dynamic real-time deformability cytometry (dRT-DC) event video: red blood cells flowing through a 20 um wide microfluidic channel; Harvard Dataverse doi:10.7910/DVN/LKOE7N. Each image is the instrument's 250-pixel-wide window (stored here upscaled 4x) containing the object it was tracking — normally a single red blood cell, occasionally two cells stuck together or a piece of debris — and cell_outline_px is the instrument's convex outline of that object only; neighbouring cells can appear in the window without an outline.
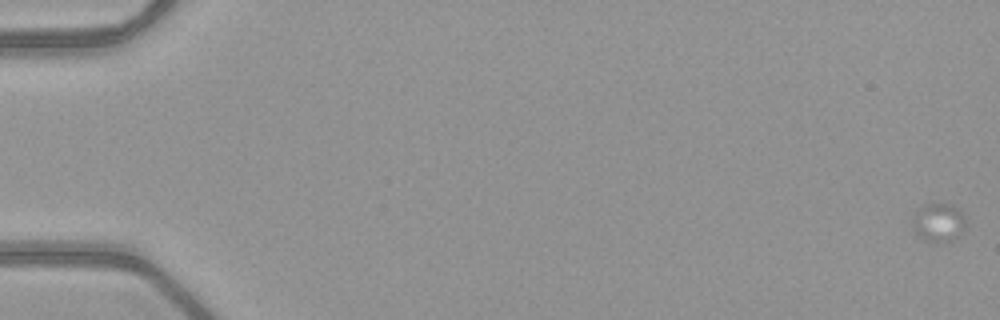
{"species": "common noctule bat (a hibernating species)", "species_latin": "Nyctalus noctula", "temperature_condition": "warm", "stored_images_in_passage": 21, "camera_frame_rate_fps": 3000, "um_per_image_px": 0.085, "animal": {"sex": "female", "body_mass_g": 21.9}, "frame": {"image": 1, "passage_image": 1, "time_ms": 0.0, "image_size_px": [1000, 320], "cell_outline_px": [[968, 224], [964, 232], [952, 240], [944, 244], [936, 244], [924, 240], [916, 232], [912, 212], [916, 208], [924, 204], [940, 200], [952, 204], [964, 216]], "centroid_in_image_um": [79.81, 18.88], "position_along_channel_um": 5.2, "area_um2": 12.77}}